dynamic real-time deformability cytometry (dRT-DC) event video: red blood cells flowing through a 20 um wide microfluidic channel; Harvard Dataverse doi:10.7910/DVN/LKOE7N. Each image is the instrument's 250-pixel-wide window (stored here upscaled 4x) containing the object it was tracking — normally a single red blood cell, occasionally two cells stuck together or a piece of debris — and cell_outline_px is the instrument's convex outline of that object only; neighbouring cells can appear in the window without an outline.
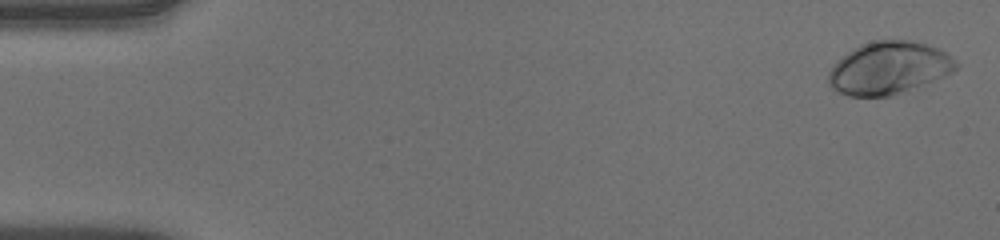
{"species": "human", "species_latin": "Homo sapiens", "temperature_condition": "warm", "stored_images_in_passage": 53, "camera_frame_rate_fps": 3000, "um_per_image_px": 0.085, "donor": {"sex": "male"}, "frame": {"image": 1, "passage_image": 2, "time_ms": 0.333, "image_size_px": [1000, 240], "cell_outline_px": [[960, 64], [952, 72], [944, 76], [892, 96], [848, 96], [836, 92], [828, 84], [828, 72], [848, 52], [860, 44], [872, 40], [908, 40], [924, 44], [936, 48], [944, 52], [956, 60]], "centroid_in_image_um": [75.53, 5.79], "position_along_channel_um": 9.5, "area_um2": 38.73}}
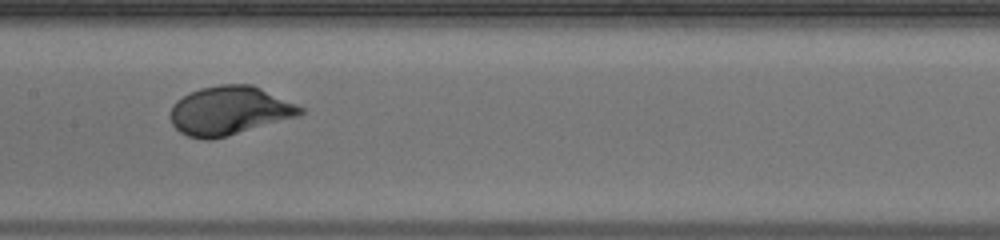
{"frame": {"image": 2, "passage_image": 27, "time_ms": 8.667, "image_size_px": [1000, 240], "cell_outline_px": [[304, 112], [300, 116], [228, 136], [212, 140], [204, 140], [188, 136], [180, 132], [172, 124], [168, 116], [172, 104], [176, 100], [200, 88], [220, 84], [252, 84], [296, 104], [304, 108]], "centroid_in_image_um": [19.48, 9.42], "position_along_channel_um": 187.9, "area_um2": 37.17}}
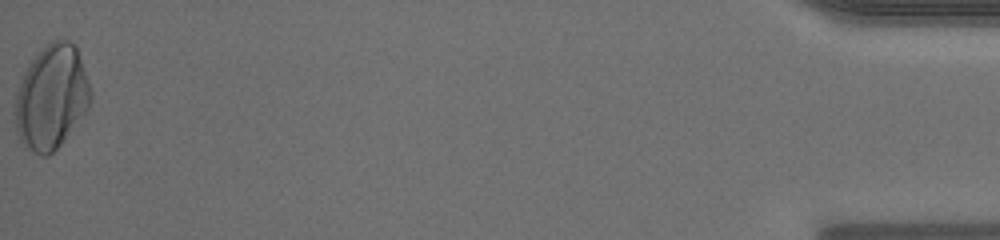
{"frame": {"image": 3, "passage_image": 53, "time_ms": 17.333, "image_size_px": [1000, 240], "cell_outline_px": [[92, 100], [88, 108], [64, 140], [52, 152], [44, 156], [40, 156], [28, 148], [20, 140], [16, 128], [16, 92], [28, 64], [52, 40], [68, 40], [76, 44], [92, 88]], "centroid_in_image_um": [4.42, 8.24], "position_along_channel_um": 430.8, "area_um2": 45.49}, "authors_computed_cell_mechanics": {"area_um2": 36.9342, "velocity_mm_per_s": 3.9218, "shape_relaxation_time_tau1_ms": 2.6531, "shape_relaxation_time_tau2_ms": null, "deformation_change_tau1": 0.1807, "deformation_change_tau2": null}}